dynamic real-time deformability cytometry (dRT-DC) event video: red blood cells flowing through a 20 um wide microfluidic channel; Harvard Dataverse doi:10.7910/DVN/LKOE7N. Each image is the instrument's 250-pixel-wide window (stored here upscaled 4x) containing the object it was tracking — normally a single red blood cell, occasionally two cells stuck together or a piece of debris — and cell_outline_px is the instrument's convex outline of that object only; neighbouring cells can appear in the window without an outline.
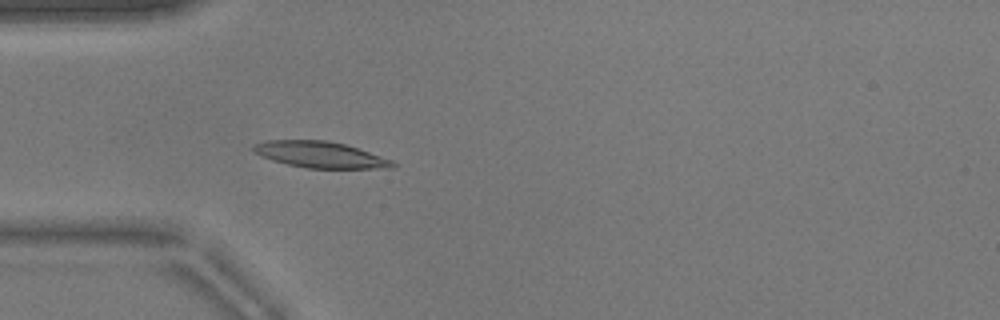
{"species": "common noctule bat (a hibernating species)", "species_latin": "Nyctalus noctula", "temperature_condition": "warm", "stored_images_in_passage": 52, "camera_frame_rate_fps": 3000, "um_per_image_px": 0.085, "animal": {"sex": "male", "body_mass_g": 17.9}, "frame": {"image": 1, "passage_image": 15, "time_ms": 4.667, "image_size_px": [1000, 320], "cell_outline_px": [[396, 168], [308, 168], [288, 164], [272, 160], [252, 152], [252, 144], [268, 140], [324, 140], [344, 144], [392, 160], [396, 164]], "centroid_in_image_um": [27.18, 13.14], "position_along_channel_um": 57.8, "area_um2": 21.1}}
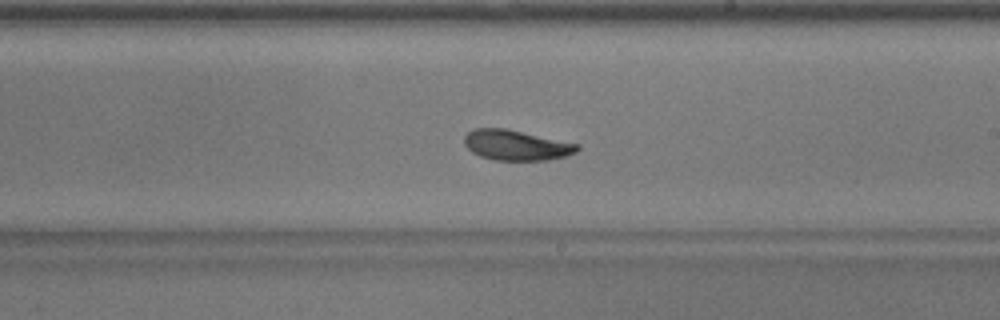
{"frame": {"image": 2, "passage_image": 30, "time_ms": 9.667, "image_size_px": [1000, 320], "cell_outline_px": [[580, 148], [576, 152], [564, 156], [548, 160], [492, 160], [480, 156], [472, 152], [464, 144], [464, 136], [468, 132], [476, 128], [504, 128], [580, 144]], "centroid_in_image_um": [43.87, 12.34], "position_along_channel_um": 245.1, "area_um2": 19.88}}
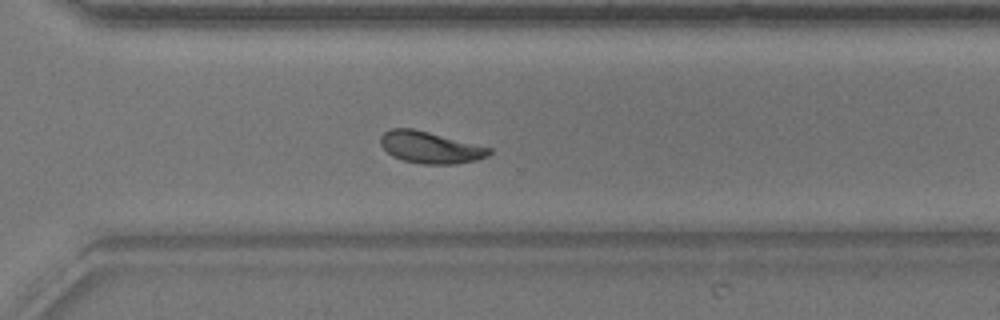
{"frame": {"image": 3, "passage_image": 37, "time_ms": 12.0, "image_size_px": [1000, 320], "cell_outline_px": [[492, 152], [488, 156], [476, 160], [456, 164], [420, 164], [400, 160], [392, 156], [380, 144], [380, 136], [384, 132], [392, 128], [412, 128], [492, 148]], "centroid_in_image_um": [36.55, 12.54], "position_along_channel_um": 334.0, "area_um2": 20.11}, "authors_computed_cell_mechanics": {"area_um2": 20.7213, "velocity_mm_per_s": 3.8094, "shape_relaxation_time_tau1_ms": 4.7236, "shape_relaxation_time_tau2_ms": 3.0417, "deformation_change_tau1": 0.1355, "deformation_change_tau2": 0.0798}}